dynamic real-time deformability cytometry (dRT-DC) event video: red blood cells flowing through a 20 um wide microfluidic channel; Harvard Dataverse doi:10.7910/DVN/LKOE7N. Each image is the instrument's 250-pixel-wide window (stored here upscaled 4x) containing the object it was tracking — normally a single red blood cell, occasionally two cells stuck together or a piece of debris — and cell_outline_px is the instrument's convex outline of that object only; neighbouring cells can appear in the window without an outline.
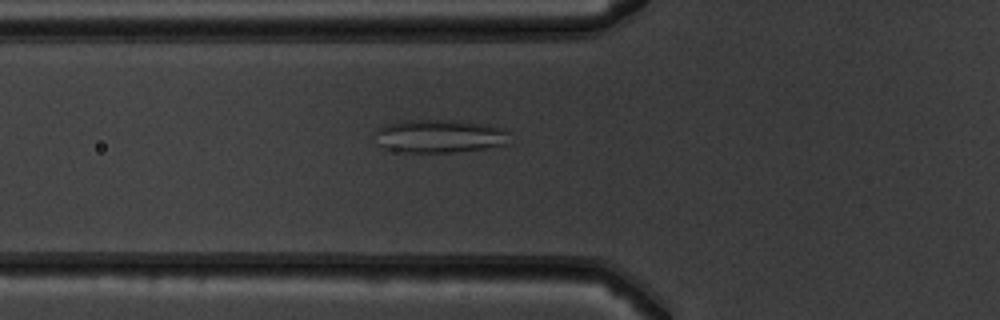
{"species": "common noctule bat (a hibernating species)", "species_latin": "Nyctalus noctula", "temperature_condition": "warm", "stored_images_in_passage": 42, "camera_frame_rate_fps": 3000, "um_per_image_px": 0.085, "animal": {"sex": "male", "body_mass_g": 19.5, "forearm_length_mm": 54.6}, "frame": {"image": 1, "passage_image": 9, "time_ms": 2.667, "image_size_px": [1000, 320], "cell_outline_px": [[508, 144], [484, 148], [452, 152], [404, 152], [384, 148], [376, 144], [376, 128], [384, 124], [404, 120], [456, 120], [488, 124], [504, 128], [508, 132]], "centroid_in_image_um": [37.34, 11.56], "position_along_channel_um": 88.5, "area_um2": 26.3}}
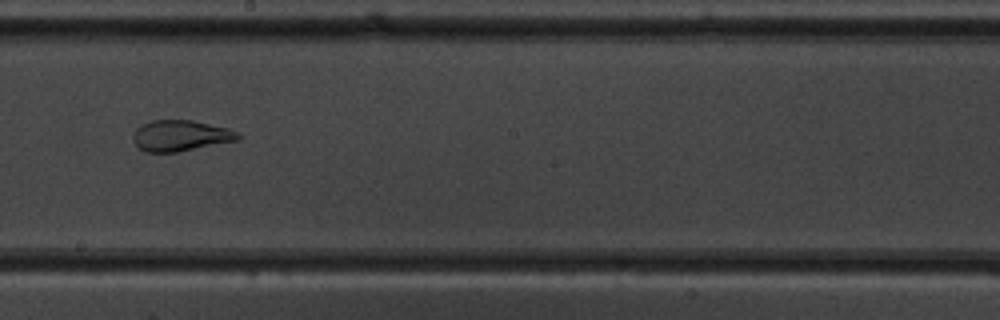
{"frame": {"image": 2, "passage_image": 20, "time_ms": 6.333, "image_size_px": [1000, 320], "cell_outline_px": [[244, 136], [240, 140], [176, 152], [144, 152], [132, 140], [132, 136], [136, 128], [140, 124], [152, 120], [192, 120], [228, 128], [240, 132]], "centroid_in_image_um": [15.38, 11.52], "position_along_channel_um": 232.8, "area_um2": 19.19}}
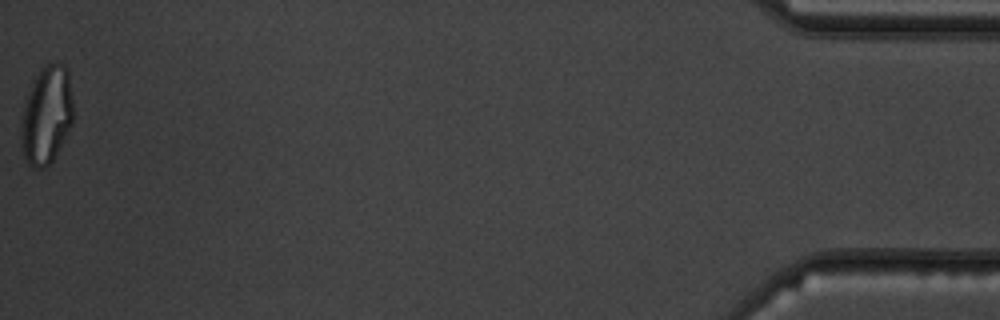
{"frame": {"image": 3, "passage_image": 42, "time_ms": 13.667, "image_size_px": [1000, 320], "cell_outline_px": [[72, 124], [64, 140], [52, 160], [44, 168], [32, 168], [28, 164], [24, 156], [24, 104], [32, 80], [44, 64], [64, 64], [68, 68], [72, 100]], "centroid_in_image_um": [4.0, 9.73], "position_along_channel_um": 431.2, "area_um2": 28.96}, "authors_computed_cell_mechanics": {"area_um2": 25.0563, "velocity_mm_per_s": 3.927, "shape_relaxation_time_tau1_ms": null, "shape_relaxation_time_tau2_ms": 0.959, "deformation_change_tau1": null, "deformation_change_tau2": 0.0943}}